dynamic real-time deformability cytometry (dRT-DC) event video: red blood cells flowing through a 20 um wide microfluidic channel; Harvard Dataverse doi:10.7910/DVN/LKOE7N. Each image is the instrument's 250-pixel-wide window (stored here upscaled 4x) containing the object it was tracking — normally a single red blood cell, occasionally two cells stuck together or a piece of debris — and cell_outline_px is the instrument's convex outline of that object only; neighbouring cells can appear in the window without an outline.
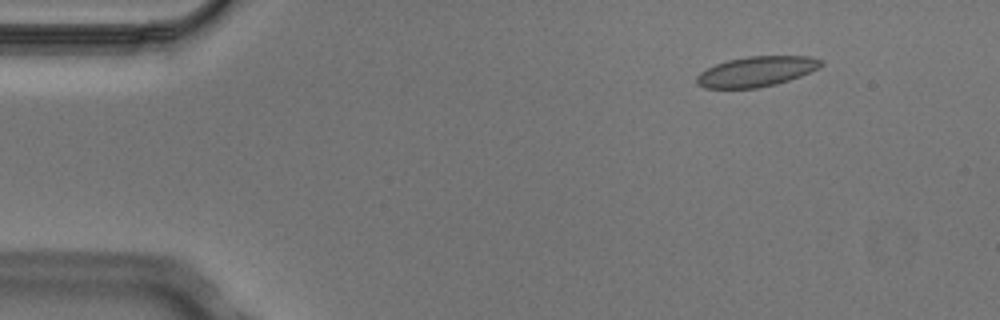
{"species": "Egyptian fruit bat (a non-hibernating species)", "species_latin": "Rousettus aegyptiacus", "temperature_condition": "cold", "stored_images_in_passage": 6, "camera_frame_rate_fps": 3000, "um_per_image_px": 0.085, "animal": {"sex": "male"}, "frame": {"image": 1, "passage_image": 2, "time_ms": 0.333, "image_size_px": [1000, 320], "cell_outline_px": [[824, 64], [820, 68], [800, 76], [776, 84], [756, 88], [704, 88], [696, 84], [696, 76], [700, 72], [716, 64], [728, 60], [748, 56], [808, 56], [824, 60]], "centroid_in_image_um": [64.31, 6.07], "position_along_channel_um": 20.7, "area_um2": 21.91}}
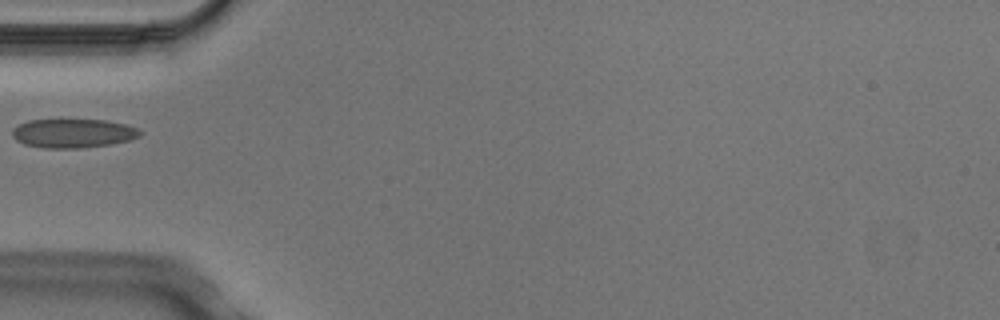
{"frame": {"image": 2, "passage_image": 5, "time_ms": 1.333, "image_size_px": [1000, 320], "cell_outline_px": [[140, 136], [128, 140], [112, 144], [80, 148], [44, 148], [24, 144], [16, 140], [12, 136], [12, 128], [28, 120], [104, 120], [124, 124], [136, 128], [140, 132]], "centroid_in_image_um": [6.17, 11.33], "position_along_channel_um": 78.8, "area_um2": 21.39}}
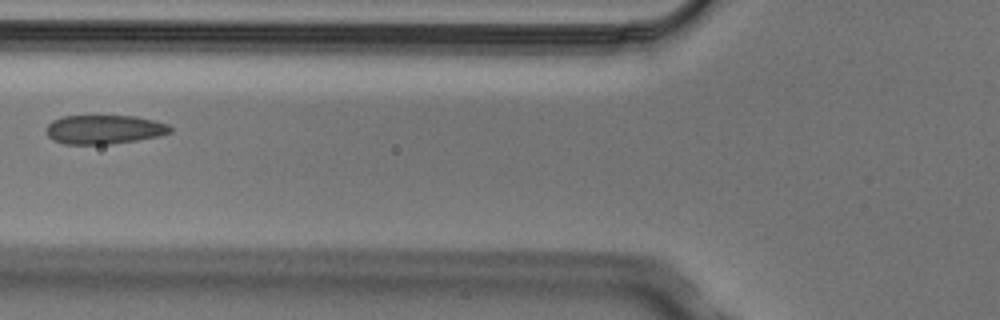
{"frame": {"image": 3, "passage_image": 6, "time_ms": 1.667, "image_size_px": [1000, 320], "cell_outline_px": [[172, 132], [160, 136], [112, 144], [64, 144], [52, 140], [48, 136], [44, 128], [52, 120], [64, 116], [136, 116], [168, 124], [172, 128]], "centroid_in_image_um": [8.83, 11.01], "position_along_channel_um": 117.0, "area_um2": 21.1}}